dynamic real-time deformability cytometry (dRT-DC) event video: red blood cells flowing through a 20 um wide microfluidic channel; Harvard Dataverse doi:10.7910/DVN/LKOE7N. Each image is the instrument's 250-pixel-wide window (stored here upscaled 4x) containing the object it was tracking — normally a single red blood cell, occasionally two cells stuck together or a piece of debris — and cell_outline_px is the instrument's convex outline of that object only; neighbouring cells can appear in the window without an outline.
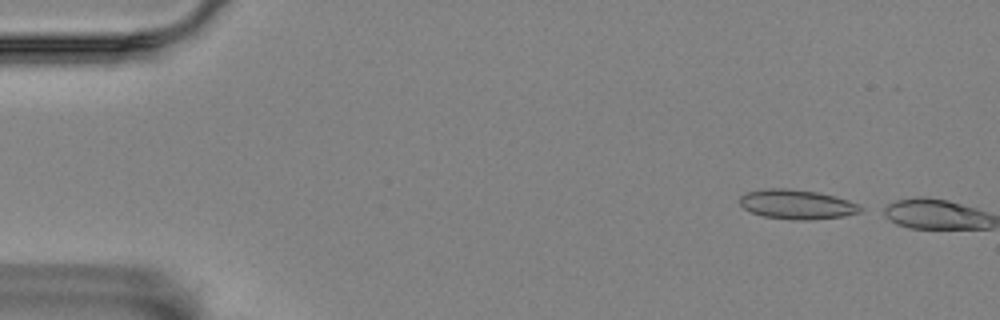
{"species": "Egyptian fruit bat (a non-hibernating species)", "species_latin": "Rousettus aegyptiacus", "temperature_condition": "room temperature", "stored_images_in_passage": 2, "camera_frame_rate_fps": 3000, "um_per_image_px": 0.085, "animal": {"sex": "female"}, "frame": {"image": 1, "passage_image": 1, "time_ms": 0.0, "image_size_px": [1000, 320], "cell_outline_px": [[868, 208], [860, 212], [844, 216], [808, 220], [792, 220], [764, 216], [752, 212], [744, 208], [740, 204], [740, 196], [748, 192], [768, 188], [788, 188], [816, 192], [836, 196], [860, 204]], "centroid_in_image_um": [67.8, 17.37], "position_along_channel_um": 17.2, "area_um2": 20.87}}